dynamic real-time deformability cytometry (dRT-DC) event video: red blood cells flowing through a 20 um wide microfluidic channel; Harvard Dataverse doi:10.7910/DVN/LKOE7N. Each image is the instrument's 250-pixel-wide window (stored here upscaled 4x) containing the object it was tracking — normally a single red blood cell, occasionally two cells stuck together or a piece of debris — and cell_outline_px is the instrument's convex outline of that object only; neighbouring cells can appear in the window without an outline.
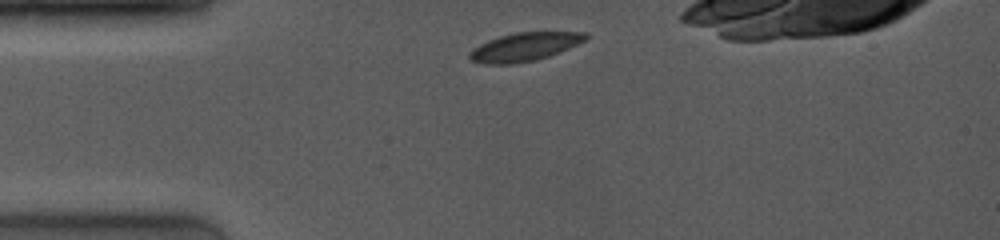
{"species": "common noctule bat (a hibernating species)", "species_latin": "Nyctalus noctula", "temperature_condition": "room temperature", "stored_images_in_passage": 20, "camera_frame_rate_fps": 4000, "um_per_image_px": 0.085, "animal": {"sex": "female", "body_mass_g": 19.0, "forearm_length_mm": 53.3}, "frame": {"image": 1, "passage_image": 1, "time_ms": 0.0, "image_size_px": [1000, 240], "cell_outline_px": [[588, 40], [548, 56], [536, 60], [512, 64], [484, 64], [472, 60], [468, 56], [468, 52], [472, 48], [488, 40], [500, 36], [516, 32], [588, 32]], "centroid_in_image_um": [44.58, 3.98], "position_along_channel_um": 40.4, "area_um2": 19.25}}
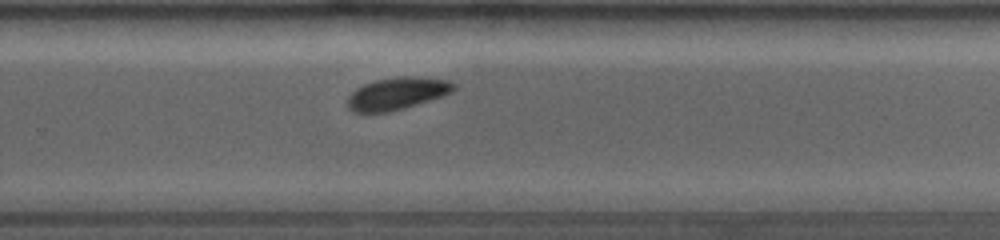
{"frame": {"image": 2, "passage_image": 11, "time_ms": 7.0, "image_size_px": [1000, 240], "cell_outline_px": [[456, 88], [452, 92], [444, 96], [404, 108], [388, 112], [352, 112], [348, 108], [348, 96], [356, 88], [364, 84], [376, 80], [396, 76], [420, 76], [448, 80], [456, 84]], "centroid_in_image_um": [33.79, 7.93], "position_along_channel_um": 296.0, "area_um2": 20.17}}
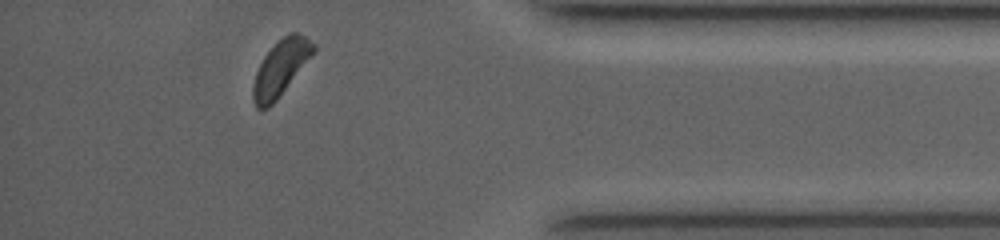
{"frame": {"image": 3, "passage_image": 19, "time_ms": 10.25, "image_size_px": [1000, 240], "cell_outline_px": [[316, 52], [276, 100], [268, 108], [256, 108], [252, 96], [252, 88], [256, 72], [264, 56], [288, 32], [296, 32], [304, 36], [316, 44]], "centroid_in_image_um": [23.88, 5.77], "position_along_channel_um": 411.3, "area_um2": 19.36}, "authors_computed_cell_mechanics": {"area_um2": 19.8832, "velocity_mm_per_s": 4.0472, "shape_relaxation_time_tau1_ms": 0.9443, "shape_relaxation_time_tau2_ms": null, "deformation_change_tau1": 0.0367, "deformation_change_tau2": null}}